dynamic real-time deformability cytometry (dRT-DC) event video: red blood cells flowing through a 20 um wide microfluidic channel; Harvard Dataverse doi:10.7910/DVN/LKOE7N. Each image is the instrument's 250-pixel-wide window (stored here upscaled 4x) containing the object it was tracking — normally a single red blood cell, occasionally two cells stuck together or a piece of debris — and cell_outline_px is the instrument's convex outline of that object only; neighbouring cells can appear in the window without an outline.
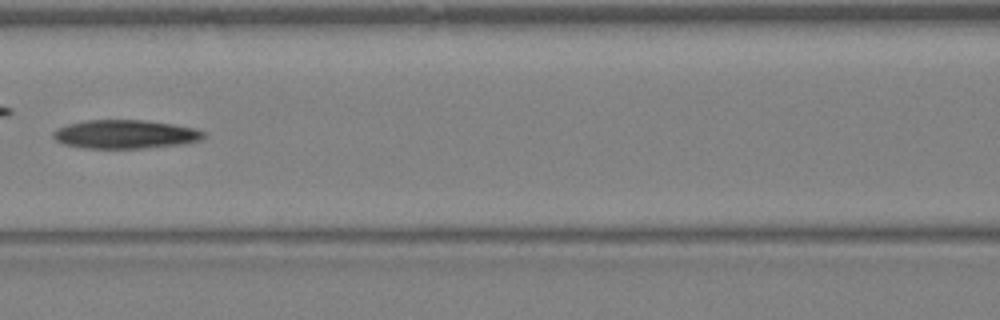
{"species": "Egyptian fruit bat (a non-hibernating species)", "species_latin": "Rousettus aegyptiacus", "temperature_condition": "warm", "stored_images_in_passage": 40, "camera_frame_rate_fps": 3000, "um_per_image_px": 0.085, "animal": {"sex": "female"}, "frame": {"image": 1, "passage_image": 18, "time_ms": 5.667, "image_size_px": [1000, 320], "cell_outline_px": [[204, 136], [200, 140], [184, 144], [144, 148], [84, 148], [64, 144], [56, 140], [52, 136], [52, 132], [56, 128], [68, 124], [84, 120], [144, 120], [172, 124], [196, 128], [204, 132]], "centroid_in_image_um": [10.62, 11.41], "position_along_channel_um": 156.0, "area_um2": 25.2}}
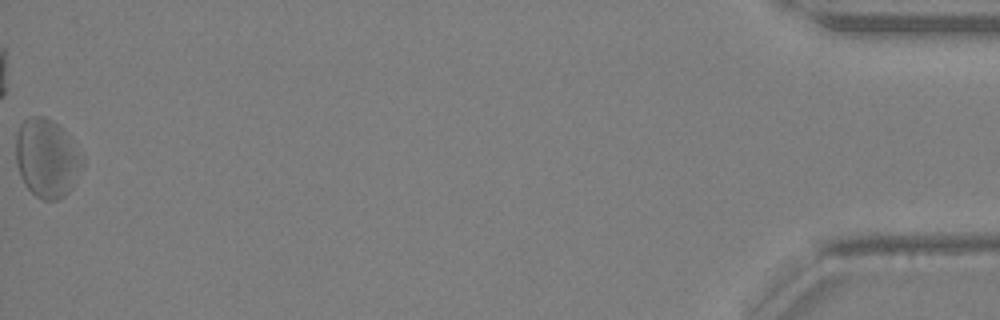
{"frame": {"image": 2, "passage_image": 40, "time_ms": 13.0, "image_size_px": [1000, 320], "cell_outline_px": [[84, 164], [68, 192], [64, 196], [56, 200], [44, 200], [36, 196], [24, 184], [20, 176], [16, 164], [16, 132], [20, 124], [28, 116], [44, 116], [52, 120], [60, 128], [84, 156]], "centroid_in_image_um": [3.96, 13.44], "position_along_channel_um": 431.2, "area_um2": 30.35}}